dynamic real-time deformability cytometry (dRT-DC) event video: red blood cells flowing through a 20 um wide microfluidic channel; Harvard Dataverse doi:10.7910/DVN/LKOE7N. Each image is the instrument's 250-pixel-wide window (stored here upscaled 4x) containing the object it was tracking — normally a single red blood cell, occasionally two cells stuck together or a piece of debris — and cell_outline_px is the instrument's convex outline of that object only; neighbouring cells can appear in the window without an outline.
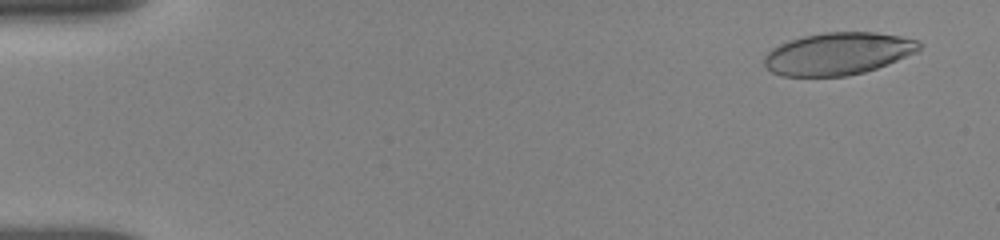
{"species": "human", "species_latin": "Homo sapiens", "temperature_condition": "room temperature", "stored_images_in_passage": 48, "camera_frame_rate_fps": 3000, "um_per_image_px": 0.085, "donor": {"sex": "female"}, "frame": {"image": 1, "passage_image": 3, "time_ms": 0.667, "image_size_px": [1000, 240], "cell_outline_px": [[920, 48], [916, 52], [876, 68], [864, 72], [848, 76], [780, 76], [764, 68], [764, 56], [772, 48], [780, 44], [804, 36], [824, 32], [876, 32], [900, 36], [916, 40], [920, 44]], "centroid_in_image_um": [71.18, 4.57], "position_along_channel_um": 13.8, "area_um2": 38.03}}
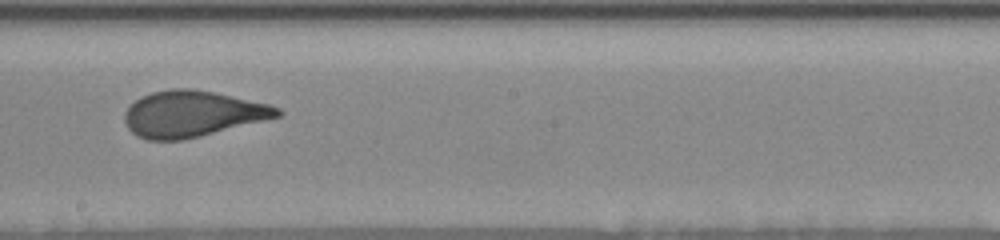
{"frame": {"image": 2, "passage_image": 27, "time_ms": 9.667, "image_size_px": [1000, 240], "cell_outline_px": [[284, 112], [280, 116], [200, 136], [180, 140], [148, 140], [136, 136], [128, 128], [124, 120], [124, 112], [136, 100], [152, 92], [168, 88], [192, 88], [212, 92], [268, 104], [280, 108]], "centroid_in_image_um": [16.32, 9.68], "position_along_channel_um": 231.9, "area_um2": 40.63}}
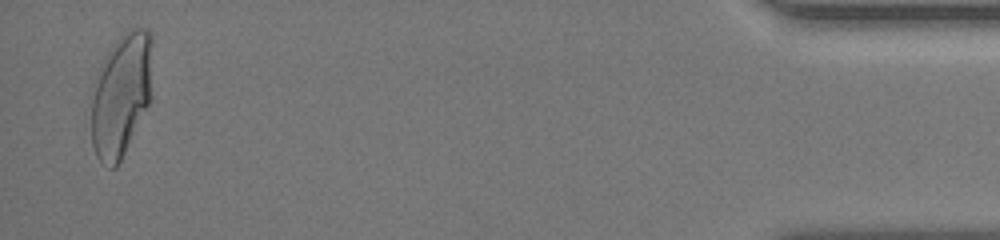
{"frame": {"image": 3, "passage_image": 47, "time_ms": 16.667, "image_size_px": [1000, 240], "cell_outline_px": [[152, 36], [148, 104], [116, 168], [112, 168], [100, 160], [96, 156], [92, 144], [92, 100], [96, 80], [100, 64], [104, 56], [120, 36], [128, 28], [148, 28], [152, 32]], "centroid_in_image_um": [10.28, 8.01], "position_along_channel_um": 424.9, "area_um2": 42.95}, "authors_computed_cell_mechanics": {"area_um2": 40.8068, "velocity_mm_per_s": 3.8421, "shape_relaxation_time_tau1_ms": 7.0213, "shape_relaxation_time_tau2_ms": 0.6868, "deformation_change_tau1": 0.2362, "deformation_change_tau2": 0.077}}